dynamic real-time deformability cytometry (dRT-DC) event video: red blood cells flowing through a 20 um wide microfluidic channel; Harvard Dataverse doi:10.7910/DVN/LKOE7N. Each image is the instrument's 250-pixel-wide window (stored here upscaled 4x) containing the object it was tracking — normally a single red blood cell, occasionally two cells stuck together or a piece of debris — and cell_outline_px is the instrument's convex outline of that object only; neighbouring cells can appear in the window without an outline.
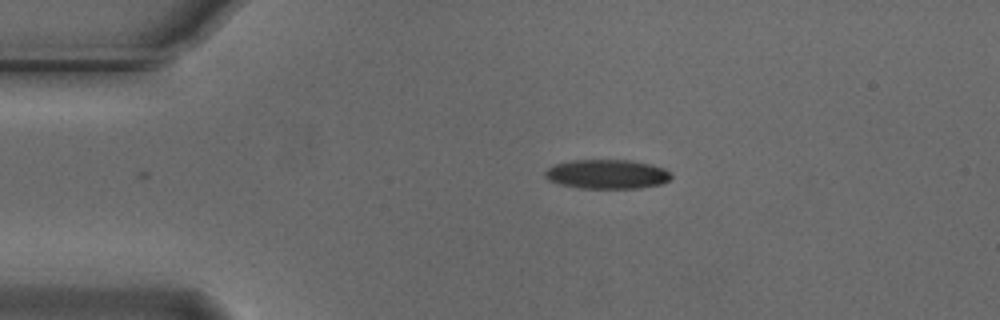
{"species": "Egyptian fruit bat (a non-hibernating species)", "species_latin": "Rousettus aegyptiacus", "temperature_condition": "cold", "stored_images_in_passage": 33, "camera_frame_rate_fps": 3000, "um_per_image_px": 0.085, "animal": {"sex": "male"}, "frame": {"image": 1, "passage_image": 1, "time_ms": 0.0, "image_size_px": [1000, 320], "cell_outline_px": [[672, 176], [668, 180], [660, 184], [636, 188], [580, 188], [560, 184], [548, 180], [544, 176], [544, 172], [548, 168], [556, 164], [572, 160], [628, 160], [652, 164], [664, 168]], "centroid_in_image_um": [51.57, 14.8], "position_along_channel_um": 33.4, "area_um2": 21.39}}
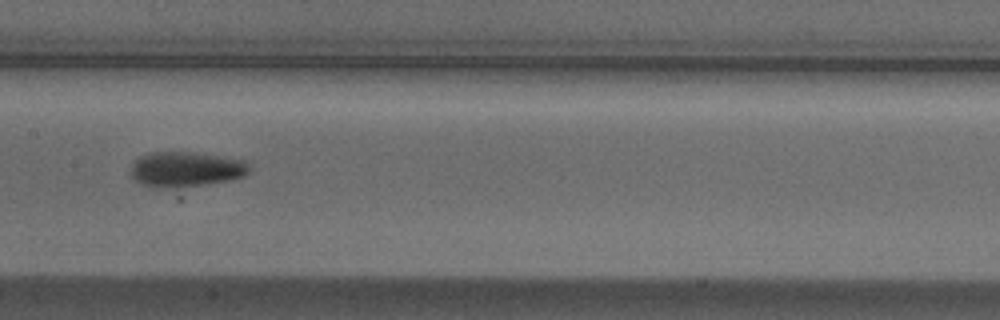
{"frame": {"image": 2, "passage_image": 17, "time_ms": 5.333, "image_size_px": [1000, 320], "cell_outline_px": [[248, 172], [244, 176], [228, 180], [204, 184], [172, 188], [156, 188], [144, 184], [136, 180], [132, 176], [132, 164], [140, 156], [148, 152], [188, 152], [244, 160], [248, 164]], "centroid_in_image_um": [15.76, 14.39], "position_along_channel_um": 191.6, "area_um2": 23.81}}
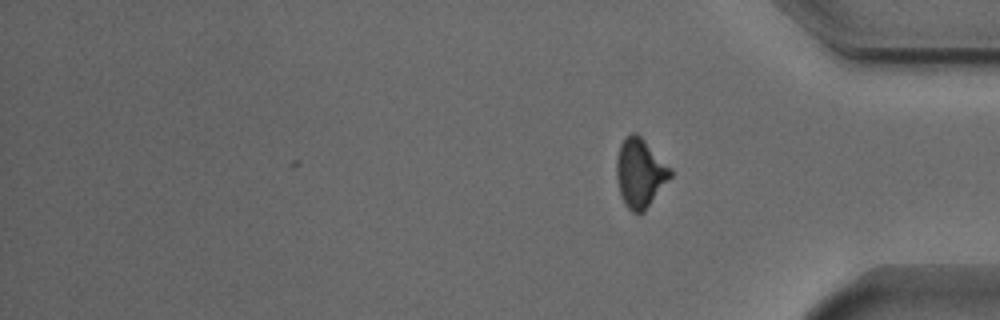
{"frame": {"image": 3, "passage_image": 33, "time_ms": 10.667, "image_size_px": [1000, 320], "cell_outline_px": [[672, 176], [644, 212], [632, 212], [624, 204], [620, 192], [616, 176], [616, 160], [620, 144], [624, 136], [632, 132], [636, 132], [672, 168]], "centroid_in_image_um": [54.4, 14.68], "position_along_channel_um": 380.8, "area_um2": 21.68}, "authors_computed_cell_mechanics": {"area_um2": 22.8888, "velocity_mm_per_s": 3.7397, "shape_relaxation_time_tau1_ms": 3.0078, "shape_relaxation_time_tau2_ms": 4.6429, "deformation_change_tau1": 0.1259, "deformation_change_tau2": 0.1095}}